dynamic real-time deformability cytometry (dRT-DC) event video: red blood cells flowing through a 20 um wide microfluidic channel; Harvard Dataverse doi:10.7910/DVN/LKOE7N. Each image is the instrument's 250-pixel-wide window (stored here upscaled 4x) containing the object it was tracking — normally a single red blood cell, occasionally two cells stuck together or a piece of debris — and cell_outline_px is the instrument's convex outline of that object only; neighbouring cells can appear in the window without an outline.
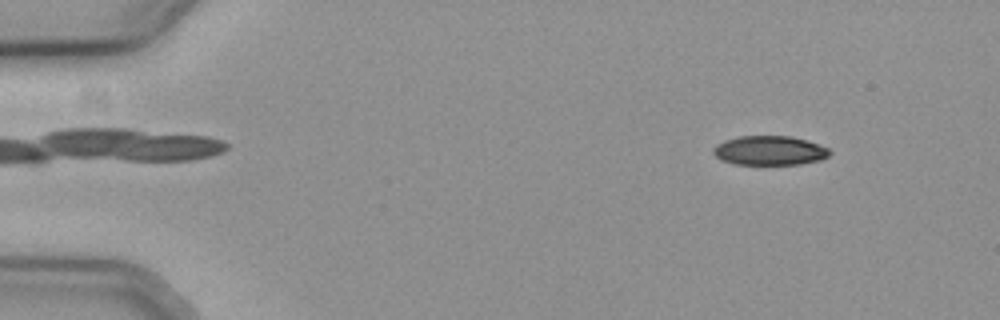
{"species": "common noctule bat (a hibernating species)", "species_latin": "Nyctalus noctula", "temperature_condition": "cold", "stored_images_in_passage": 57, "camera_frame_rate_fps": 3000, "um_per_image_px": 0.085, "animal": {"sex": "female", "body_mass_g": 19.3, "forearm_length_mm": 54.1}, "frame": {"image": 1, "passage_image": 7, "time_ms": 2.0, "image_size_px": [1000, 320], "cell_outline_px": [[832, 152], [828, 156], [820, 160], [800, 164], [732, 164], [720, 160], [712, 152], [712, 148], [716, 144], [724, 140], [740, 136], [788, 136], [804, 140], [828, 148]], "centroid_in_image_um": [65.36, 12.8], "position_along_channel_um": 19.6, "area_um2": 19.83}}
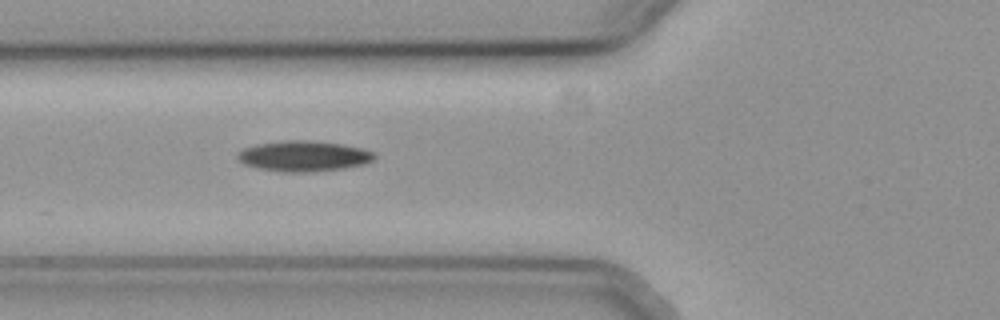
{"frame": {"image": 2, "passage_image": 22, "time_ms": 7.0, "image_size_px": [1000, 320], "cell_outline_px": [[376, 156], [372, 160], [364, 164], [344, 168], [312, 172], [284, 172], [260, 168], [244, 164], [236, 156], [244, 148], [256, 144], [284, 140], [312, 140], [340, 144], [364, 148], [376, 152]], "centroid_in_image_um": [25.86, 13.26], "position_along_channel_um": 99.9, "area_um2": 24.39}}
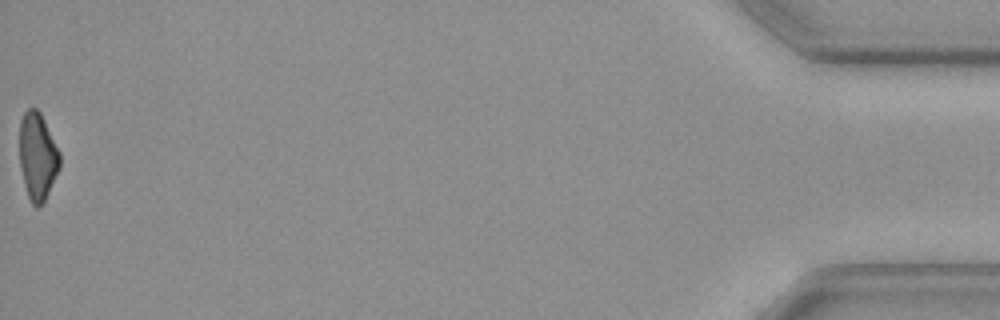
{"frame": {"image": 3, "passage_image": 57, "time_ms": 18.667, "image_size_px": [1000, 320], "cell_outline_px": [[60, 168], [44, 200], [36, 208], [32, 204], [28, 196], [24, 184], [20, 168], [20, 120], [24, 112], [28, 108], [36, 108], [40, 112], [60, 152]], "centroid_in_image_um": [3.19, 13.27], "position_along_channel_um": 432.0, "area_um2": 20.35}}